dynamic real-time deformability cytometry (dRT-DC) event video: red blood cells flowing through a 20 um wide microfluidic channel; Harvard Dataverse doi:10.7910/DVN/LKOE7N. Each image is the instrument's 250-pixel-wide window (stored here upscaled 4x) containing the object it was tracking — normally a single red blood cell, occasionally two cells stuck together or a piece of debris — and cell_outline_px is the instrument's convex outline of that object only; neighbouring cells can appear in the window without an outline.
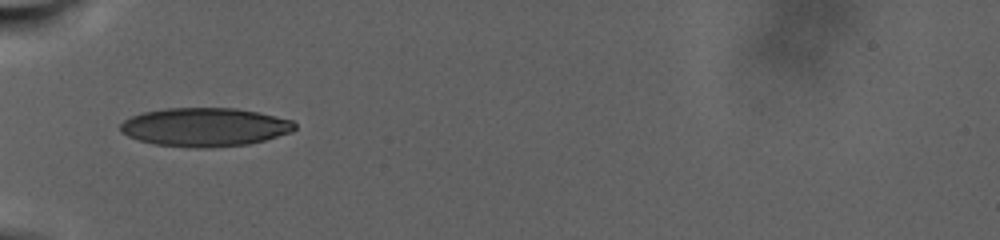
{"species": "human", "species_latin": "Homo sapiens", "temperature_condition": "warm", "stored_images_in_passage": 78, "camera_frame_rate_fps": 3000, "um_per_image_px": 0.085, "donor": {"sex": "male"}, "frame": {"image": 1, "passage_image": 1, "time_ms": 0.0, "image_size_px": [1000, 240], "cell_outline_px": [[296, 128], [292, 132], [264, 140], [248, 144], [212, 148], [188, 148], [156, 144], [140, 140], [128, 136], [120, 132], [120, 124], [124, 120], [132, 116], [144, 112], [164, 108], [236, 108], [256, 112], [292, 120], [296, 124]], "centroid_in_image_um": [17.4, 10.81], "position_along_channel_um": 67.6, "area_um2": 39.3}}
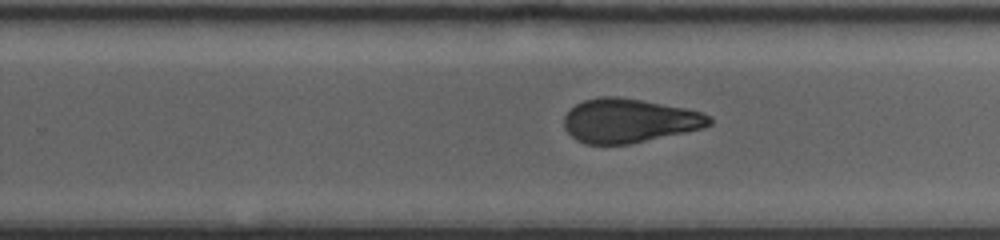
{"frame": {"image": 2, "passage_image": 46, "time_ms": 9.667, "image_size_px": [1000, 240], "cell_outline_px": [[712, 124], [704, 128], [628, 144], [584, 144], [576, 140], [564, 128], [564, 116], [576, 104], [584, 100], [600, 96], [616, 96], [640, 100], [684, 108], [700, 112], [712, 116]], "centroid_in_image_um": [53.47, 10.26], "position_along_channel_um": 276.3, "area_um2": 37.05}}
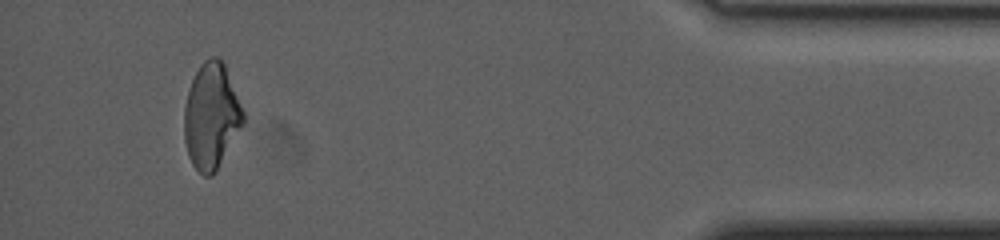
{"frame": {"image": 3, "passage_image": 74, "time_ms": 18.333, "image_size_px": [1000, 240], "cell_outline_px": [[244, 124], [212, 176], [204, 176], [192, 164], [188, 156], [184, 140], [184, 108], [188, 92], [192, 80], [200, 64], [208, 56], [216, 56], [224, 64], [244, 112]], "centroid_in_image_um": [17.95, 9.87], "position_along_channel_um": 417.3, "area_um2": 36.07}, "authors_computed_cell_mechanics": {"area_um2": 37.57, "velocity_mm_per_s": 2.2234, "shape_relaxation_time_tau1_ms": null, "shape_relaxation_time_tau2_ms": 2.576, "deformation_change_tau1": null, "deformation_change_tau2": 0.0845}}